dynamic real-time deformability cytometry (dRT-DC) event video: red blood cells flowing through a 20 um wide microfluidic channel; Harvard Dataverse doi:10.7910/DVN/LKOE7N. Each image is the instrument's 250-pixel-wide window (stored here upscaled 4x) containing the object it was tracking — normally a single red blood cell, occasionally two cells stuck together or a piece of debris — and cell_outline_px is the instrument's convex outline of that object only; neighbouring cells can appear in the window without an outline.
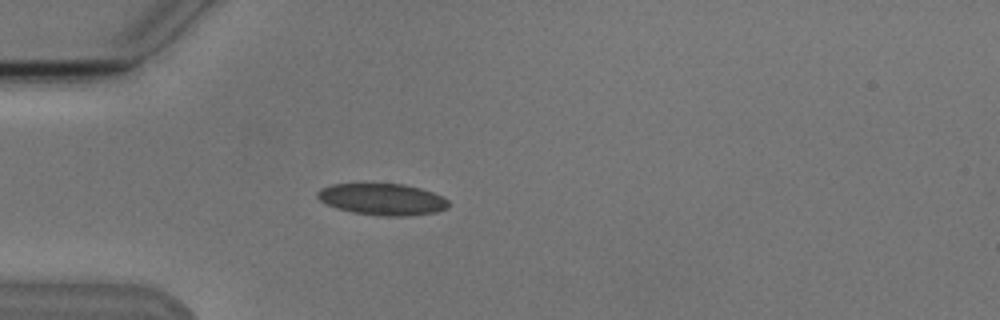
{"species": "Egyptian fruit bat (a non-hibernating species)", "species_latin": "Rousettus aegyptiacus", "temperature_condition": "cold", "stored_images_in_passage": 4, "camera_frame_rate_fps": 3000, "um_per_image_px": 0.085, "animal": {"sex": "male"}, "frame": {"image": 1, "passage_image": 3, "time_ms": 3.333, "image_size_px": [1000, 320], "cell_outline_px": [[448, 208], [436, 212], [408, 216], [380, 216], [352, 212], [336, 208], [324, 204], [316, 196], [316, 192], [320, 188], [332, 184], [404, 184], [420, 188], [444, 196], [448, 200]], "centroid_in_image_um": [32.49, 16.94], "position_along_channel_um": 52.5, "area_um2": 24.33}}